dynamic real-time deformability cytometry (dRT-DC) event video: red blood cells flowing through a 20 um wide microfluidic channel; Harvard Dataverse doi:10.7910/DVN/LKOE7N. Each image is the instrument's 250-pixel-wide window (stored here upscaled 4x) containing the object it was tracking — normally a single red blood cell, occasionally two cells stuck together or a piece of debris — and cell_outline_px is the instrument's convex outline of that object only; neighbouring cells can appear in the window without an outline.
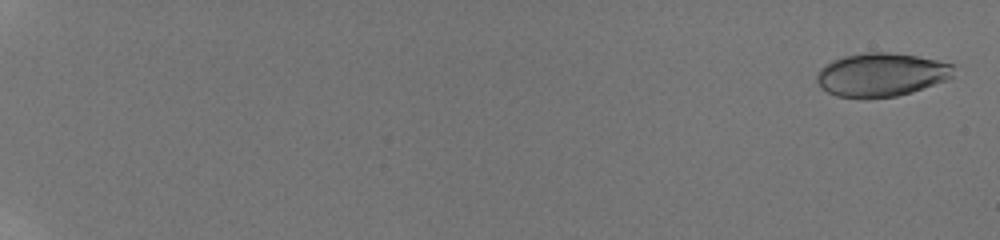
{"species": "human", "species_latin": "Homo sapiens", "temperature_condition": "room temperature", "stored_images_in_passage": 38, "camera_frame_rate_fps": 3000, "um_per_image_px": 0.085, "donor": {"sex": "male"}, "frame": {"image": 1, "passage_image": 3, "time_ms": 0.333, "image_size_px": [1000, 240], "cell_outline_px": [[956, 76], [948, 80], [912, 92], [896, 96], [836, 96], [820, 88], [816, 80], [816, 72], [824, 64], [832, 60], [844, 56], [864, 52], [888, 52], [916, 56], [956, 64]], "centroid_in_image_um": [74.95, 6.32], "position_along_channel_um": 10.0, "area_um2": 34.8}}
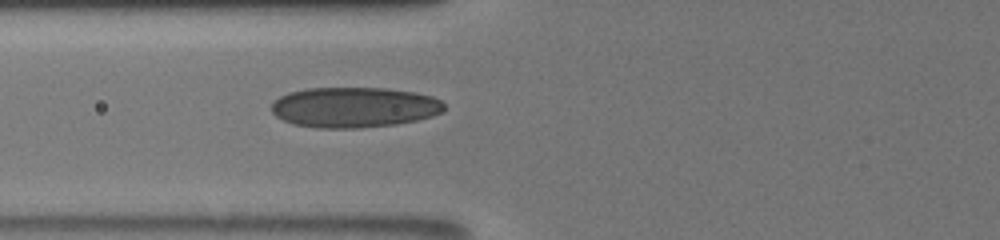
{"frame": {"image": 2, "passage_image": 33, "time_ms": 8.667, "image_size_px": [1000, 240], "cell_outline_px": [[444, 112], [432, 116], [416, 120], [396, 124], [360, 128], [316, 128], [292, 124], [276, 116], [272, 112], [272, 104], [280, 96], [288, 92], [308, 88], [384, 88], [416, 92], [432, 96], [440, 100], [444, 104]], "centroid_in_image_um": [30.11, 9.12], "position_along_channel_um": 95.7, "area_um2": 40.81}}
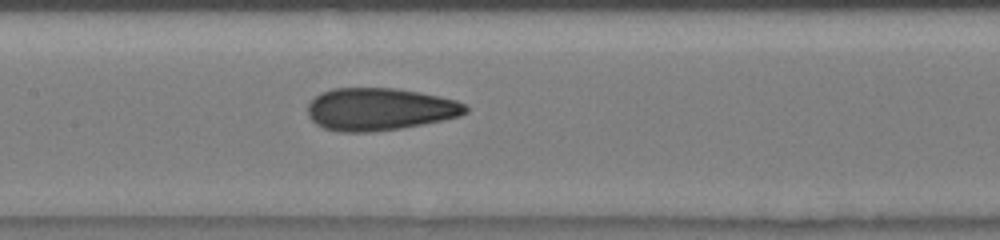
{"frame": {"image": 3, "passage_image": 38, "time_ms": 10.667, "image_size_px": [1000, 240], "cell_outline_px": [[468, 112], [460, 116], [444, 120], [424, 124], [400, 128], [372, 132], [340, 132], [324, 128], [316, 124], [308, 116], [308, 104], [320, 92], [332, 88], [396, 88], [420, 92], [456, 100], [464, 104], [468, 108]], "centroid_in_image_um": [32.27, 9.28], "position_along_channel_um": 175.1, "area_um2": 39.25}}